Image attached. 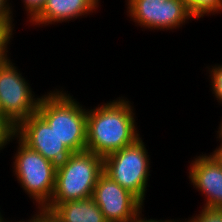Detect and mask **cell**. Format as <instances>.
Masks as SVG:
<instances>
[{"mask_svg":"<svg viewBox=\"0 0 222 222\" xmlns=\"http://www.w3.org/2000/svg\"><path fill=\"white\" fill-rule=\"evenodd\" d=\"M15 135L30 149L50 160L56 170L62 168L74 153L37 112L16 126Z\"/></svg>","mask_w":222,"mask_h":222,"instance_id":"ba28073f","label":"cell"},{"mask_svg":"<svg viewBox=\"0 0 222 222\" xmlns=\"http://www.w3.org/2000/svg\"><path fill=\"white\" fill-rule=\"evenodd\" d=\"M38 209V222H57L54 217L44 208Z\"/></svg>","mask_w":222,"mask_h":222,"instance_id":"44dd1931","label":"cell"},{"mask_svg":"<svg viewBox=\"0 0 222 222\" xmlns=\"http://www.w3.org/2000/svg\"><path fill=\"white\" fill-rule=\"evenodd\" d=\"M4 216L1 214V211H0V222H3L4 220Z\"/></svg>","mask_w":222,"mask_h":222,"instance_id":"83f0119b","label":"cell"},{"mask_svg":"<svg viewBox=\"0 0 222 222\" xmlns=\"http://www.w3.org/2000/svg\"><path fill=\"white\" fill-rule=\"evenodd\" d=\"M212 67V68H211ZM206 67L209 70V78L211 79V91L218 103L222 106V64H215V66Z\"/></svg>","mask_w":222,"mask_h":222,"instance_id":"5bb4252c","label":"cell"},{"mask_svg":"<svg viewBox=\"0 0 222 222\" xmlns=\"http://www.w3.org/2000/svg\"><path fill=\"white\" fill-rule=\"evenodd\" d=\"M140 137L135 143L103 158V172L143 204L150 174V157Z\"/></svg>","mask_w":222,"mask_h":222,"instance_id":"5b68a950","label":"cell"},{"mask_svg":"<svg viewBox=\"0 0 222 222\" xmlns=\"http://www.w3.org/2000/svg\"><path fill=\"white\" fill-rule=\"evenodd\" d=\"M127 15L141 28L176 30L195 19L181 0H126Z\"/></svg>","mask_w":222,"mask_h":222,"instance_id":"8992f818","label":"cell"},{"mask_svg":"<svg viewBox=\"0 0 222 222\" xmlns=\"http://www.w3.org/2000/svg\"><path fill=\"white\" fill-rule=\"evenodd\" d=\"M35 211H36L34 212L35 214L31 216L32 218L27 219V221L26 220L23 221L22 219V221H15V222H38V210ZM3 220H4L3 222H13L12 220L11 221H7L6 219Z\"/></svg>","mask_w":222,"mask_h":222,"instance_id":"603a6c76","label":"cell"},{"mask_svg":"<svg viewBox=\"0 0 222 222\" xmlns=\"http://www.w3.org/2000/svg\"><path fill=\"white\" fill-rule=\"evenodd\" d=\"M181 1H183V2L186 3L189 12H190L191 15H192V0H181Z\"/></svg>","mask_w":222,"mask_h":222,"instance_id":"d4e9b609","label":"cell"},{"mask_svg":"<svg viewBox=\"0 0 222 222\" xmlns=\"http://www.w3.org/2000/svg\"><path fill=\"white\" fill-rule=\"evenodd\" d=\"M200 214H196L183 222H222V208L201 207Z\"/></svg>","mask_w":222,"mask_h":222,"instance_id":"9a60e30c","label":"cell"},{"mask_svg":"<svg viewBox=\"0 0 222 222\" xmlns=\"http://www.w3.org/2000/svg\"><path fill=\"white\" fill-rule=\"evenodd\" d=\"M92 198L107 222H131L144 208L134 194L104 172L98 178Z\"/></svg>","mask_w":222,"mask_h":222,"instance_id":"9c48e42d","label":"cell"},{"mask_svg":"<svg viewBox=\"0 0 222 222\" xmlns=\"http://www.w3.org/2000/svg\"><path fill=\"white\" fill-rule=\"evenodd\" d=\"M100 0H46L42 10L30 21L33 26L64 23L96 12ZM94 11V12H93ZM87 14V15H86Z\"/></svg>","mask_w":222,"mask_h":222,"instance_id":"8fae6325","label":"cell"},{"mask_svg":"<svg viewBox=\"0 0 222 222\" xmlns=\"http://www.w3.org/2000/svg\"><path fill=\"white\" fill-rule=\"evenodd\" d=\"M118 98L87 108L86 150L102 158L140 138L133 104L126 97Z\"/></svg>","mask_w":222,"mask_h":222,"instance_id":"6da1fadb","label":"cell"},{"mask_svg":"<svg viewBox=\"0 0 222 222\" xmlns=\"http://www.w3.org/2000/svg\"><path fill=\"white\" fill-rule=\"evenodd\" d=\"M222 12V0H192V16L199 20L204 16H211ZM206 14V15H205Z\"/></svg>","mask_w":222,"mask_h":222,"instance_id":"4fadbf2b","label":"cell"},{"mask_svg":"<svg viewBox=\"0 0 222 222\" xmlns=\"http://www.w3.org/2000/svg\"><path fill=\"white\" fill-rule=\"evenodd\" d=\"M102 173V157L87 150L73 153L69 161L56 170L54 193L49 204L92 197Z\"/></svg>","mask_w":222,"mask_h":222,"instance_id":"3957f363","label":"cell"},{"mask_svg":"<svg viewBox=\"0 0 222 222\" xmlns=\"http://www.w3.org/2000/svg\"><path fill=\"white\" fill-rule=\"evenodd\" d=\"M14 140L19 144L12 159L14 176L36 208H45L54 193L56 169L50 160L30 149L16 135Z\"/></svg>","mask_w":222,"mask_h":222,"instance_id":"277c9868","label":"cell"},{"mask_svg":"<svg viewBox=\"0 0 222 222\" xmlns=\"http://www.w3.org/2000/svg\"><path fill=\"white\" fill-rule=\"evenodd\" d=\"M57 222H107L92 197L48 204L45 208Z\"/></svg>","mask_w":222,"mask_h":222,"instance_id":"7c38bea8","label":"cell"},{"mask_svg":"<svg viewBox=\"0 0 222 222\" xmlns=\"http://www.w3.org/2000/svg\"><path fill=\"white\" fill-rule=\"evenodd\" d=\"M30 22L43 8L46 0H21Z\"/></svg>","mask_w":222,"mask_h":222,"instance_id":"ac0fdd59","label":"cell"},{"mask_svg":"<svg viewBox=\"0 0 222 222\" xmlns=\"http://www.w3.org/2000/svg\"><path fill=\"white\" fill-rule=\"evenodd\" d=\"M142 211L131 221V222H183L182 220L179 221L178 219H166V220H157V219H146V217L143 218Z\"/></svg>","mask_w":222,"mask_h":222,"instance_id":"7402d4cb","label":"cell"},{"mask_svg":"<svg viewBox=\"0 0 222 222\" xmlns=\"http://www.w3.org/2000/svg\"><path fill=\"white\" fill-rule=\"evenodd\" d=\"M13 25L6 20H0V53H8V45L13 40Z\"/></svg>","mask_w":222,"mask_h":222,"instance_id":"e0dca14e","label":"cell"},{"mask_svg":"<svg viewBox=\"0 0 222 222\" xmlns=\"http://www.w3.org/2000/svg\"><path fill=\"white\" fill-rule=\"evenodd\" d=\"M218 130L222 133V119H221V122H220V124H219Z\"/></svg>","mask_w":222,"mask_h":222,"instance_id":"4316f807","label":"cell"},{"mask_svg":"<svg viewBox=\"0 0 222 222\" xmlns=\"http://www.w3.org/2000/svg\"><path fill=\"white\" fill-rule=\"evenodd\" d=\"M62 89L41 95L37 113L53 128L58 138L75 152L86 150L87 108Z\"/></svg>","mask_w":222,"mask_h":222,"instance_id":"7a4b0ae2","label":"cell"},{"mask_svg":"<svg viewBox=\"0 0 222 222\" xmlns=\"http://www.w3.org/2000/svg\"><path fill=\"white\" fill-rule=\"evenodd\" d=\"M189 183L206 198L205 207L222 208V165L211 154H200L191 161Z\"/></svg>","mask_w":222,"mask_h":222,"instance_id":"30bf717a","label":"cell"},{"mask_svg":"<svg viewBox=\"0 0 222 222\" xmlns=\"http://www.w3.org/2000/svg\"><path fill=\"white\" fill-rule=\"evenodd\" d=\"M8 1L10 2V0H0V20L9 21L13 26H15L13 23V7L11 2L9 4Z\"/></svg>","mask_w":222,"mask_h":222,"instance_id":"d6986e66","label":"cell"},{"mask_svg":"<svg viewBox=\"0 0 222 222\" xmlns=\"http://www.w3.org/2000/svg\"><path fill=\"white\" fill-rule=\"evenodd\" d=\"M217 141L220 142V145L217 146L212 153H210L221 165H222V133L217 131Z\"/></svg>","mask_w":222,"mask_h":222,"instance_id":"ffe728a7","label":"cell"},{"mask_svg":"<svg viewBox=\"0 0 222 222\" xmlns=\"http://www.w3.org/2000/svg\"><path fill=\"white\" fill-rule=\"evenodd\" d=\"M16 125L9 118H0V150L14 140Z\"/></svg>","mask_w":222,"mask_h":222,"instance_id":"2e32d148","label":"cell"},{"mask_svg":"<svg viewBox=\"0 0 222 222\" xmlns=\"http://www.w3.org/2000/svg\"><path fill=\"white\" fill-rule=\"evenodd\" d=\"M9 53H0V67L9 59Z\"/></svg>","mask_w":222,"mask_h":222,"instance_id":"cb8c5ba5","label":"cell"},{"mask_svg":"<svg viewBox=\"0 0 222 222\" xmlns=\"http://www.w3.org/2000/svg\"><path fill=\"white\" fill-rule=\"evenodd\" d=\"M10 58L0 67V104L4 114L17 126L37 112L41 96L35 97L29 81Z\"/></svg>","mask_w":222,"mask_h":222,"instance_id":"52a82bcc","label":"cell"},{"mask_svg":"<svg viewBox=\"0 0 222 222\" xmlns=\"http://www.w3.org/2000/svg\"><path fill=\"white\" fill-rule=\"evenodd\" d=\"M0 118H8V117L4 114V111L2 110L1 104H0Z\"/></svg>","mask_w":222,"mask_h":222,"instance_id":"484cf974","label":"cell"}]
</instances>
